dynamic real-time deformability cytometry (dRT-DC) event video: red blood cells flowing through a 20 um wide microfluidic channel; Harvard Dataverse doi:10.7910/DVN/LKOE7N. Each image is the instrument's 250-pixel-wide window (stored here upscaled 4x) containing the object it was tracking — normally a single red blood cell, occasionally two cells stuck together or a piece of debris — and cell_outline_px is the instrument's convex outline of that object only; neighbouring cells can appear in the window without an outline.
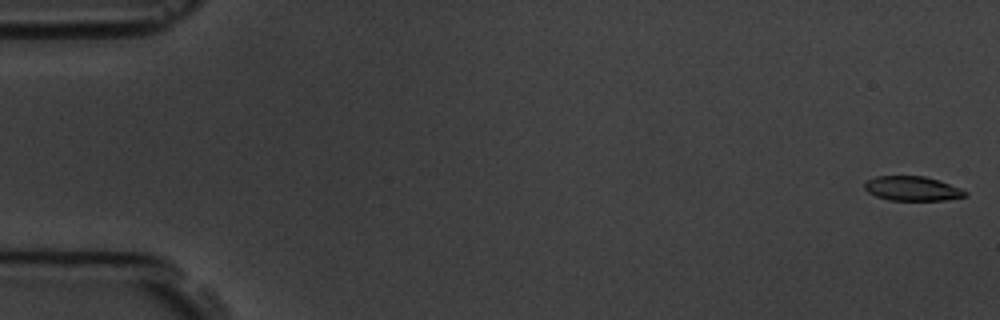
{"species": "common noctule bat (a hibernating species)", "species_latin": "Nyctalus noctula", "temperature_condition": "room temperature", "stored_images_in_passage": 7, "camera_frame_rate_fps": 3000, "um_per_image_px": 0.085, "animal": {"sex": "male", "body_mass_g": 19.5, "forearm_length_mm": 54.6}, "frame": {"image": 1, "passage_image": 1, "time_ms": 0.0, "image_size_px": [1000, 320], "cell_outline_px": [[968, 196], [944, 200], [888, 200], [876, 196], [868, 192], [864, 188], [864, 184], [868, 180], [876, 176], [924, 176], [940, 180], [960, 188], [968, 192]], "centroid_in_image_um": [77.57, 16.02], "position_along_channel_um": 7.4, "area_um2": 14.39}}
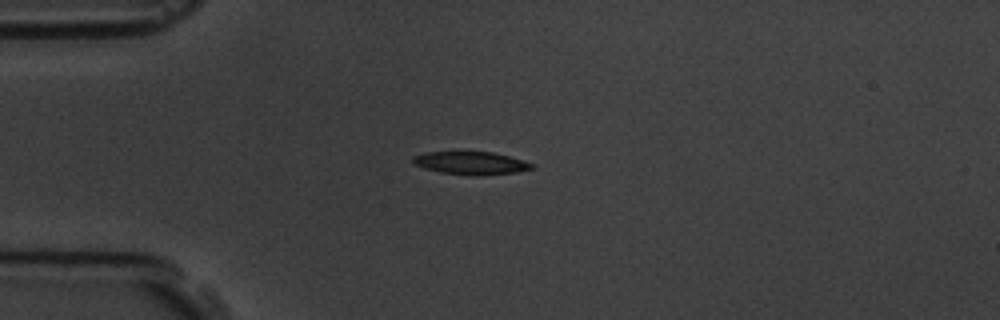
{"frame": {"image": 2, "passage_image": 5, "time_ms": 4.667, "image_size_px": [1000, 320], "cell_outline_px": [[536, 168], [516, 172], [480, 176], [472, 176], [440, 172], [424, 168], [416, 164], [412, 160], [412, 156], [424, 152], [492, 152], [524, 160], [532, 164]], "centroid_in_image_um": [40.04, 13.87], "position_along_channel_um": 45.0, "area_um2": 15.9}}
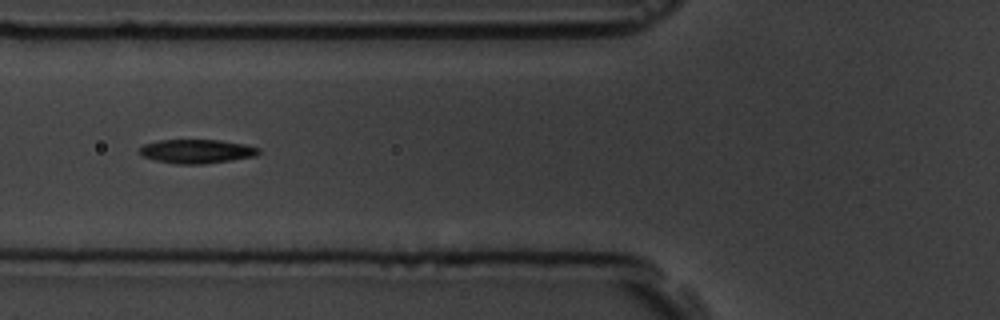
{"frame": {"image": 3, "passage_image": 7, "time_ms": 7.0, "image_size_px": [1000, 320], "cell_outline_px": [[260, 152], [256, 156], [232, 160], [204, 164], [176, 164], [156, 160], [140, 156], [136, 152], [144, 144], [160, 140], [220, 140], [244, 144], [260, 148]], "centroid_in_image_um": [16.7, 12.86], "position_along_channel_um": 109.1, "area_um2": 16.76}}